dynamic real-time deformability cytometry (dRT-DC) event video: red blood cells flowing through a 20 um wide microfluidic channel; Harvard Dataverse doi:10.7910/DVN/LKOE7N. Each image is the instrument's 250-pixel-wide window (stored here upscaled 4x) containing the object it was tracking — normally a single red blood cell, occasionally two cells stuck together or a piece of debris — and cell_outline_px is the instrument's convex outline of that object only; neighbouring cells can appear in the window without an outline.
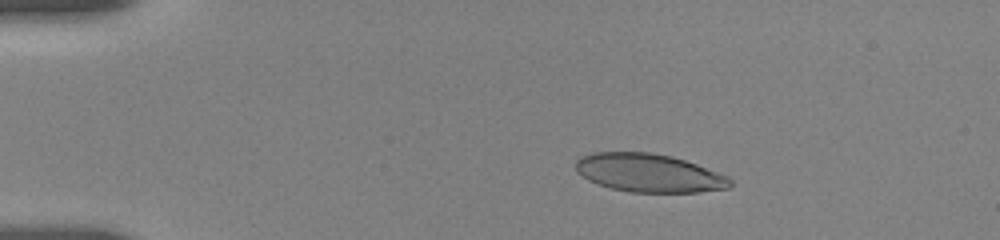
{"species": "human", "species_latin": "Homo sapiens", "temperature_condition": "room temperature", "stored_images_in_passage": 21, "camera_frame_rate_fps": 3000, "um_per_image_px": 0.085, "donor": {"sex": "female"}, "frame": {"image": 1, "passage_image": 5, "time_ms": 2.0, "image_size_px": [1000, 240], "cell_outline_px": [[732, 184], [728, 188], [696, 192], [632, 192], [612, 188], [588, 180], [576, 172], [576, 160], [580, 156], [592, 152], [648, 152], [672, 156], [696, 164], [728, 176], [732, 180]], "centroid_in_image_um": [55.14, 14.69], "position_along_channel_um": 29.9, "area_um2": 34.39}}
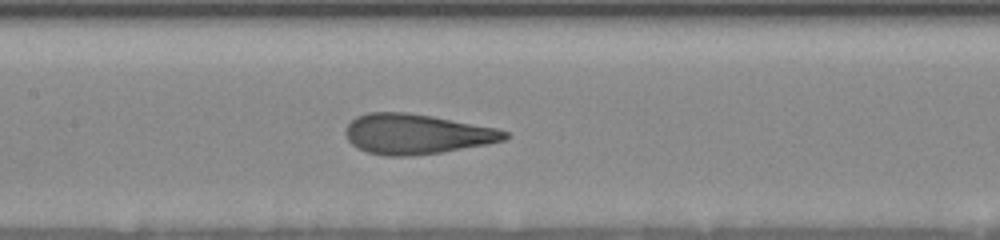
{"frame": {"image": 2, "passage_image": 14, "time_ms": 7.667, "image_size_px": [1000, 240], "cell_outline_px": [[512, 136], [504, 140], [488, 144], [440, 152], [412, 156], [384, 156], [368, 152], [352, 144], [348, 140], [344, 132], [348, 124], [356, 116], [368, 112], [408, 112], [432, 116], [496, 128], [508, 132]], "centroid_in_image_um": [35.4, 11.39], "position_along_channel_um": 172.0, "area_um2": 37.17}}
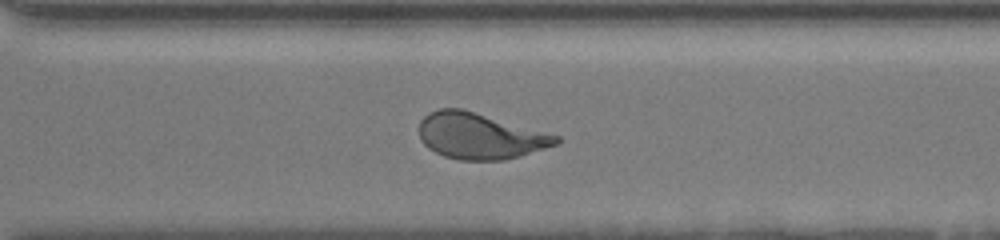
{"frame": {"image": 3, "passage_image": 21, "time_ms": 12.0, "image_size_px": [1000, 240], "cell_outline_px": [[560, 140], [556, 144], [520, 156], [504, 160], [460, 160], [444, 156], [428, 148], [420, 140], [420, 120], [428, 112], [440, 108], [460, 108], [560, 136]], "centroid_in_image_um": [40.76, 11.56], "position_along_channel_um": 329.8, "area_um2": 36.41}}